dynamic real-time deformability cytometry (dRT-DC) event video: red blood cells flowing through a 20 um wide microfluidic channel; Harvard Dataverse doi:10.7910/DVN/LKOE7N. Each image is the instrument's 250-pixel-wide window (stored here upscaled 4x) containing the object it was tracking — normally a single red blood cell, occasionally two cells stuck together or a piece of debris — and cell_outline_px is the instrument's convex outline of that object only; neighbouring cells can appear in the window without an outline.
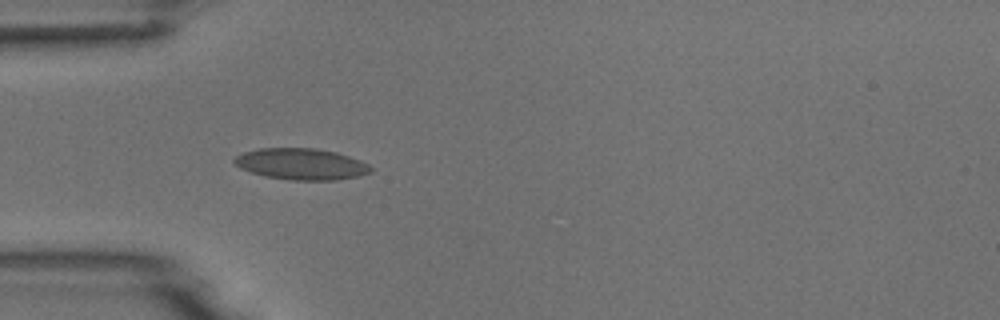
{"species": "common noctule bat (a hibernating species)", "species_latin": "Nyctalus noctula", "temperature_condition": "room temperature", "stored_images_in_passage": 4, "camera_frame_rate_fps": 3000, "um_per_image_px": 0.085, "animal": {"sex": "male", "body_mass_g": 18.8}, "frame": {"image": 1, "passage_image": 4, "time_ms": 4.0, "image_size_px": [1000, 320], "cell_outline_px": [[372, 172], [360, 176], [336, 180], [292, 180], [264, 176], [240, 168], [232, 160], [236, 156], [244, 152], [260, 148], [316, 148], [336, 152], [360, 160], [368, 164], [372, 168]], "centroid_in_image_um": [25.63, 13.94], "position_along_channel_um": 59.4, "area_um2": 24.91}}